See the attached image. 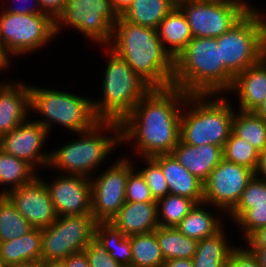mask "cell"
Here are the masks:
<instances>
[{
  "mask_svg": "<svg viewBox=\"0 0 266 267\" xmlns=\"http://www.w3.org/2000/svg\"><path fill=\"white\" fill-rule=\"evenodd\" d=\"M187 96L174 86L153 88L120 123L122 142H136L140 156L170 154L180 140V110Z\"/></svg>",
  "mask_w": 266,
  "mask_h": 267,
  "instance_id": "6da1fadb",
  "label": "cell"
},
{
  "mask_svg": "<svg viewBox=\"0 0 266 267\" xmlns=\"http://www.w3.org/2000/svg\"><path fill=\"white\" fill-rule=\"evenodd\" d=\"M108 47L152 88L173 86L174 58L162 45L157 29L129 23L120 16Z\"/></svg>",
  "mask_w": 266,
  "mask_h": 267,
  "instance_id": "7a4b0ae2",
  "label": "cell"
},
{
  "mask_svg": "<svg viewBox=\"0 0 266 267\" xmlns=\"http://www.w3.org/2000/svg\"><path fill=\"white\" fill-rule=\"evenodd\" d=\"M234 76L220 63L216 38L193 37L174 59L173 86L188 95L229 92Z\"/></svg>",
  "mask_w": 266,
  "mask_h": 267,
  "instance_id": "3957f363",
  "label": "cell"
},
{
  "mask_svg": "<svg viewBox=\"0 0 266 267\" xmlns=\"http://www.w3.org/2000/svg\"><path fill=\"white\" fill-rule=\"evenodd\" d=\"M188 95L185 105L189 110L181 112L180 140L188 145H216L224 148L232 133L235 108L222 96ZM209 97L211 100H209ZM208 98V100H207Z\"/></svg>",
  "mask_w": 266,
  "mask_h": 267,
  "instance_id": "277c9868",
  "label": "cell"
},
{
  "mask_svg": "<svg viewBox=\"0 0 266 267\" xmlns=\"http://www.w3.org/2000/svg\"><path fill=\"white\" fill-rule=\"evenodd\" d=\"M109 61L103 77V99L92 101L100 121L121 123L134 107L153 89L109 47Z\"/></svg>",
  "mask_w": 266,
  "mask_h": 267,
  "instance_id": "5b68a950",
  "label": "cell"
},
{
  "mask_svg": "<svg viewBox=\"0 0 266 267\" xmlns=\"http://www.w3.org/2000/svg\"><path fill=\"white\" fill-rule=\"evenodd\" d=\"M106 130L113 136H103L100 131ZM80 140L63 145L50 153L49 166L58 168L68 175L91 177V172L106 159L114 146L121 143V124L115 121H99L92 128L82 131ZM90 175V176H88Z\"/></svg>",
  "mask_w": 266,
  "mask_h": 267,
  "instance_id": "8992f818",
  "label": "cell"
},
{
  "mask_svg": "<svg viewBox=\"0 0 266 267\" xmlns=\"http://www.w3.org/2000/svg\"><path fill=\"white\" fill-rule=\"evenodd\" d=\"M250 8L236 24L216 38L220 63L234 77L257 63L266 49V19L258 10Z\"/></svg>",
  "mask_w": 266,
  "mask_h": 267,
  "instance_id": "52a82bcc",
  "label": "cell"
},
{
  "mask_svg": "<svg viewBox=\"0 0 266 267\" xmlns=\"http://www.w3.org/2000/svg\"><path fill=\"white\" fill-rule=\"evenodd\" d=\"M30 109L43 114L44 119L36 122L45 127L48 133L53 123L80 133L100 121L90 99L66 91L30 86Z\"/></svg>",
  "mask_w": 266,
  "mask_h": 267,
  "instance_id": "ba28073f",
  "label": "cell"
},
{
  "mask_svg": "<svg viewBox=\"0 0 266 267\" xmlns=\"http://www.w3.org/2000/svg\"><path fill=\"white\" fill-rule=\"evenodd\" d=\"M97 221L92 212L82 215L57 216L42 229V254L45 262L63 261L71 254L83 252L95 240Z\"/></svg>",
  "mask_w": 266,
  "mask_h": 267,
  "instance_id": "9c48e42d",
  "label": "cell"
},
{
  "mask_svg": "<svg viewBox=\"0 0 266 267\" xmlns=\"http://www.w3.org/2000/svg\"><path fill=\"white\" fill-rule=\"evenodd\" d=\"M119 18L111 0H66L62 13L55 20V35L65 24L108 47L112 41L113 26Z\"/></svg>",
  "mask_w": 266,
  "mask_h": 267,
  "instance_id": "30bf717a",
  "label": "cell"
},
{
  "mask_svg": "<svg viewBox=\"0 0 266 267\" xmlns=\"http://www.w3.org/2000/svg\"><path fill=\"white\" fill-rule=\"evenodd\" d=\"M55 36V21L45 13L0 14V43L8 56L39 49Z\"/></svg>",
  "mask_w": 266,
  "mask_h": 267,
  "instance_id": "8fae6325",
  "label": "cell"
},
{
  "mask_svg": "<svg viewBox=\"0 0 266 267\" xmlns=\"http://www.w3.org/2000/svg\"><path fill=\"white\" fill-rule=\"evenodd\" d=\"M243 0H199L181 5L193 37H220L251 8Z\"/></svg>",
  "mask_w": 266,
  "mask_h": 267,
  "instance_id": "7c38bea8",
  "label": "cell"
},
{
  "mask_svg": "<svg viewBox=\"0 0 266 267\" xmlns=\"http://www.w3.org/2000/svg\"><path fill=\"white\" fill-rule=\"evenodd\" d=\"M125 157L95 179L91 177V212L97 222H110L126 202L128 174L134 169Z\"/></svg>",
  "mask_w": 266,
  "mask_h": 267,
  "instance_id": "4fadbf2b",
  "label": "cell"
},
{
  "mask_svg": "<svg viewBox=\"0 0 266 267\" xmlns=\"http://www.w3.org/2000/svg\"><path fill=\"white\" fill-rule=\"evenodd\" d=\"M254 175V170L223 158L203 182V202L214 205L219 211L230 212Z\"/></svg>",
  "mask_w": 266,
  "mask_h": 267,
  "instance_id": "5bb4252c",
  "label": "cell"
},
{
  "mask_svg": "<svg viewBox=\"0 0 266 267\" xmlns=\"http://www.w3.org/2000/svg\"><path fill=\"white\" fill-rule=\"evenodd\" d=\"M5 195L34 228L49 227L57 219L50 192L39 175L29 184L9 190Z\"/></svg>",
  "mask_w": 266,
  "mask_h": 267,
  "instance_id": "9a60e30c",
  "label": "cell"
},
{
  "mask_svg": "<svg viewBox=\"0 0 266 267\" xmlns=\"http://www.w3.org/2000/svg\"><path fill=\"white\" fill-rule=\"evenodd\" d=\"M48 131L40 123L22 122L17 128L0 138V148L14 157L24 160L35 170L37 166H49L50 153L41 151Z\"/></svg>",
  "mask_w": 266,
  "mask_h": 267,
  "instance_id": "2e32d148",
  "label": "cell"
},
{
  "mask_svg": "<svg viewBox=\"0 0 266 267\" xmlns=\"http://www.w3.org/2000/svg\"><path fill=\"white\" fill-rule=\"evenodd\" d=\"M47 183L57 216L82 215L91 212V180L79 175H60Z\"/></svg>",
  "mask_w": 266,
  "mask_h": 267,
  "instance_id": "e0dca14e",
  "label": "cell"
},
{
  "mask_svg": "<svg viewBox=\"0 0 266 267\" xmlns=\"http://www.w3.org/2000/svg\"><path fill=\"white\" fill-rule=\"evenodd\" d=\"M29 108L30 86L0 84V138L27 121Z\"/></svg>",
  "mask_w": 266,
  "mask_h": 267,
  "instance_id": "ac0fdd59",
  "label": "cell"
},
{
  "mask_svg": "<svg viewBox=\"0 0 266 267\" xmlns=\"http://www.w3.org/2000/svg\"><path fill=\"white\" fill-rule=\"evenodd\" d=\"M239 97L240 111H254L266 98V49L255 64L234 77L229 92Z\"/></svg>",
  "mask_w": 266,
  "mask_h": 267,
  "instance_id": "d6986e66",
  "label": "cell"
},
{
  "mask_svg": "<svg viewBox=\"0 0 266 267\" xmlns=\"http://www.w3.org/2000/svg\"><path fill=\"white\" fill-rule=\"evenodd\" d=\"M191 174L204 182L223 159V148L206 145H188L179 140L170 153Z\"/></svg>",
  "mask_w": 266,
  "mask_h": 267,
  "instance_id": "ffe728a7",
  "label": "cell"
},
{
  "mask_svg": "<svg viewBox=\"0 0 266 267\" xmlns=\"http://www.w3.org/2000/svg\"><path fill=\"white\" fill-rule=\"evenodd\" d=\"M125 236L154 232L158 227L156 202H125L110 220Z\"/></svg>",
  "mask_w": 266,
  "mask_h": 267,
  "instance_id": "44dd1931",
  "label": "cell"
},
{
  "mask_svg": "<svg viewBox=\"0 0 266 267\" xmlns=\"http://www.w3.org/2000/svg\"><path fill=\"white\" fill-rule=\"evenodd\" d=\"M153 158L161 166L170 194L190 198L197 204L203 202L204 183L198 177L191 174L171 154H159Z\"/></svg>",
  "mask_w": 266,
  "mask_h": 267,
  "instance_id": "7402d4cb",
  "label": "cell"
},
{
  "mask_svg": "<svg viewBox=\"0 0 266 267\" xmlns=\"http://www.w3.org/2000/svg\"><path fill=\"white\" fill-rule=\"evenodd\" d=\"M41 243L42 229L33 228L16 239L0 242V258L6 267H16L25 262L40 260Z\"/></svg>",
  "mask_w": 266,
  "mask_h": 267,
  "instance_id": "603a6c76",
  "label": "cell"
},
{
  "mask_svg": "<svg viewBox=\"0 0 266 267\" xmlns=\"http://www.w3.org/2000/svg\"><path fill=\"white\" fill-rule=\"evenodd\" d=\"M157 33L162 45L174 59L193 38L186 16L178 7L162 20Z\"/></svg>",
  "mask_w": 266,
  "mask_h": 267,
  "instance_id": "cb8c5ba5",
  "label": "cell"
},
{
  "mask_svg": "<svg viewBox=\"0 0 266 267\" xmlns=\"http://www.w3.org/2000/svg\"><path fill=\"white\" fill-rule=\"evenodd\" d=\"M174 8L169 0H133L120 16L129 23L157 29Z\"/></svg>",
  "mask_w": 266,
  "mask_h": 267,
  "instance_id": "d4e9b609",
  "label": "cell"
},
{
  "mask_svg": "<svg viewBox=\"0 0 266 267\" xmlns=\"http://www.w3.org/2000/svg\"><path fill=\"white\" fill-rule=\"evenodd\" d=\"M95 241L123 267H132V249L130 236L110 222H97L95 228Z\"/></svg>",
  "mask_w": 266,
  "mask_h": 267,
  "instance_id": "484cf974",
  "label": "cell"
},
{
  "mask_svg": "<svg viewBox=\"0 0 266 267\" xmlns=\"http://www.w3.org/2000/svg\"><path fill=\"white\" fill-rule=\"evenodd\" d=\"M223 230L198 241L195 255L192 258L193 267H224L226 265L235 247L231 248Z\"/></svg>",
  "mask_w": 266,
  "mask_h": 267,
  "instance_id": "4316f807",
  "label": "cell"
},
{
  "mask_svg": "<svg viewBox=\"0 0 266 267\" xmlns=\"http://www.w3.org/2000/svg\"><path fill=\"white\" fill-rule=\"evenodd\" d=\"M204 202L196 204L193 209L181 220L176 227L181 233L188 238L200 241L206 237H210L224 228L220 218L216 216L206 208L203 209Z\"/></svg>",
  "mask_w": 266,
  "mask_h": 267,
  "instance_id": "83f0119b",
  "label": "cell"
},
{
  "mask_svg": "<svg viewBox=\"0 0 266 267\" xmlns=\"http://www.w3.org/2000/svg\"><path fill=\"white\" fill-rule=\"evenodd\" d=\"M154 232L165 261L180 258L192 259L195 255L198 241L188 238L176 227L159 226Z\"/></svg>",
  "mask_w": 266,
  "mask_h": 267,
  "instance_id": "f1b7e54d",
  "label": "cell"
},
{
  "mask_svg": "<svg viewBox=\"0 0 266 267\" xmlns=\"http://www.w3.org/2000/svg\"><path fill=\"white\" fill-rule=\"evenodd\" d=\"M30 164L6 153L0 148V185H9L0 195L32 182L38 175Z\"/></svg>",
  "mask_w": 266,
  "mask_h": 267,
  "instance_id": "f546056e",
  "label": "cell"
},
{
  "mask_svg": "<svg viewBox=\"0 0 266 267\" xmlns=\"http://www.w3.org/2000/svg\"><path fill=\"white\" fill-rule=\"evenodd\" d=\"M238 112H234L232 132L262 152L266 148V121L253 111Z\"/></svg>",
  "mask_w": 266,
  "mask_h": 267,
  "instance_id": "4dcf8cb0",
  "label": "cell"
},
{
  "mask_svg": "<svg viewBox=\"0 0 266 267\" xmlns=\"http://www.w3.org/2000/svg\"><path fill=\"white\" fill-rule=\"evenodd\" d=\"M132 267H161L162 255L155 232L130 236Z\"/></svg>",
  "mask_w": 266,
  "mask_h": 267,
  "instance_id": "1f68e13d",
  "label": "cell"
},
{
  "mask_svg": "<svg viewBox=\"0 0 266 267\" xmlns=\"http://www.w3.org/2000/svg\"><path fill=\"white\" fill-rule=\"evenodd\" d=\"M33 228L11 200L6 195H0V242L16 239Z\"/></svg>",
  "mask_w": 266,
  "mask_h": 267,
  "instance_id": "d6a6232c",
  "label": "cell"
},
{
  "mask_svg": "<svg viewBox=\"0 0 266 267\" xmlns=\"http://www.w3.org/2000/svg\"><path fill=\"white\" fill-rule=\"evenodd\" d=\"M156 203L158 224L162 227H177L197 204L190 198L170 193L157 200Z\"/></svg>",
  "mask_w": 266,
  "mask_h": 267,
  "instance_id": "836d02e7",
  "label": "cell"
},
{
  "mask_svg": "<svg viewBox=\"0 0 266 267\" xmlns=\"http://www.w3.org/2000/svg\"><path fill=\"white\" fill-rule=\"evenodd\" d=\"M260 152L245 139L233 132L223 148V158L226 161L248 167L255 171Z\"/></svg>",
  "mask_w": 266,
  "mask_h": 267,
  "instance_id": "e575fe53",
  "label": "cell"
},
{
  "mask_svg": "<svg viewBox=\"0 0 266 267\" xmlns=\"http://www.w3.org/2000/svg\"><path fill=\"white\" fill-rule=\"evenodd\" d=\"M261 204H266V180L254 175L236 206L227 214L235 221L246 209Z\"/></svg>",
  "mask_w": 266,
  "mask_h": 267,
  "instance_id": "d590c367",
  "label": "cell"
},
{
  "mask_svg": "<svg viewBox=\"0 0 266 267\" xmlns=\"http://www.w3.org/2000/svg\"><path fill=\"white\" fill-rule=\"evenodd\" d=\"M148 166L139 171L145 178L155 201L169 194V187L160 164L153 157H143Z\"/></svg>",
  "mask_w": 266,
  "mask_h": 267,
  "instance_id": "8d00e7d4",
  "label": "cell"
},
{
  "mask_svg": "<svg viewBox=\"0 0 266 267\" xmlns=\"http://www.w3.org/2000/svg\"><path fill=\"white\" fill-rule=\"evenodd\" d=\"M234 222L240 225L247 240L255 231L266 227V204L253 205L246 209Z\"/></svg>",
  "mask_w": 266,
  "mask_h": 267,
  "instance_id": "74e56055",
  "label": "cell"
},
{
  "mask_svg": "<svg viewBox=\"0 0 266 267\" xmlns=\"http://www.w3.org/2000/svg\"><path fill=\"white\" fill-rule=\"evenodd\" d=\"M126 202H156L151 195L145 178L134 169L128 174L125 190Z\"/></svg>",
  "mask_w": 266,
  "mask_h": 267,
  "instance_id": "f35d334b",
  "label": "cell"
},
{
  "mask_svg": "<svg viewBox=\"0 0 266 267\" xmlns=\"http://www.w3.org/2000/svg\"><path fill=\"white\" fill-rule=\"evenodd\" d=\"M84 252L90 267H123L95 240L84 249Z\"/></svg>",
  "mask_w": 266,
  "mask_h": 267,
  "instance_id": "ab89813d",
  "label": "cell"
},
{
  "mask_svg": "<svg viewBox=\"0 0 266 267\" xmlns=\"http://www.w3.org/2000/svg\"><path fill=\"white\" fill-rule=\"evenodd\" d=\"M224 267H261L257 257L248 248L235 247Z\"/></svg>",
  "mask_w": 266,
  "mask_h": 267,
  "instance_id": "60d3db41",
  "label": "cell"
},
{
  "mask_svg": "<svg viewBox=\"0 0 266 267\" xmlns=\"http://www.w3.org/2000/svg\"><path fill=\"white\" fill-rule=\"evenodd\" d=\"M42 12L49 15L54 21L62 13L66 0H38Z\"/></svg>",
  "mask_w": 266,
  "mask_h": 267,
  "instance_id": "b9f144b4",
  "label": "cell"
},
{
  "mask_svg": "<svg viewBox=\"0 0 266 267\" xmlns=\"http://www.w3.org/2000/svg\"><path fill=\"white\" fill-rule=\"evenodd\" d=\"M21 1L24 2V3H26V2L28 3L29 0H21ZM34 2L35 3H32V4H34L33 5L34 7L32 5H31V7L30 6H26V4H25V6H21L20 5L19 7L18 6L17 7H11V8L4 9V10L6 12H8V13H13V14H32V15H35V14H44L42 12V9H41V7L39 5L38 0H36V1L34 0Z\"/></svg>",
  "mask_w": 266,
  "mask_h": 267,
  "instance_id": "7bdbcfd3",
  "label": "cell"
},
{
  "mask_svg": "<svg viewBox=\"0 0 266 267\" xmlns=\"http://www.w3.org/2000/svg\"><path fill=\"white\" fill-rule=\"evenodd\" d=\"M61 262L65 267H90L88 258L84 251L71 254Z\"/></svg>",
  "mask_w": 266,
  "mask_h": 267,
  "instance_id": "ee69618b",
  "label": "cell"
},
{
  "mask_svg": "<svg viewBox=\"0 0 266 267\" xmlns=\"http://www.w3.org/2000/svg\"><path fill=\"white\" fill-rule=\"evenodd\" d=\"M247 248H264L266 247V227L255 231L247 240Z\"/></svg>",
  "mask_w": 266,
  "mask_h": 267,
  "instance_id": "f6af8a7d",
  "label": "cell"
},
{
  "mask_svg": "<svg viewBox=\"0 0 266 267\" xmlns=\"http://www.w3.org/2000/svg\"><path fill=\"white\" fill-rule=\"evenodd\" d=\"M254 172L255 176H260L261 178L266 180V148L262 152H260L258 164Z\"/></svg>",
  "mask_w": 266,
  "mask_h": 267,
  "instance_id": "bcb514c9",
  "label": "cell"
},
{
  "mask_svg": "<svg viewBox=\"0 0 266 267\" xmlns=\"http://www.w3.org/2000/svg\"><path fill=\"white\" fill-rule=\"evenodd\" d=\"M161 267H193L192 259L180 258L166 260Z\"/></svg>",
  "mask_w": 266,
  "mask_h": 267,
  "instance_id": "7dc6e473",
  "label": "cell"
},
{
  "mask_svg": "<svg viewBox=\"0 0 266 267\" xmlns=\"http://www.w3.org/2000/svg\"><path fill=\"white\" fill-rule=\"evenodd\" d=\"M114 9L121 15L132 3L133 0H111Z\"/></svg>",
  "mask_w": 266,
  "mask_h": 267,
  "instance_id": "c3c4849f",
  "label": "cell"
},
{
  "mask_svg": "<svg viewBox=\"0 0 266 267\" xmlns=\"http://www.w3.org/2000/svg\"><path fill=\"white\" fill-rule=\"evenodd\" d=\"M248 249L257 257L259 263H266V247Z\"/></svg>",
  "mask_w": 266,
  "mask_h": 267,
  "instance_id": "681fc988",
  "label": "cell"
},
{
  "mask_svg": "<svg viewBox=\"0 0 266 267\" xmlns=\"http://www.w3.org/2000/svg\"><path fill=\"white\" fill-rule=\"evenodd\" d=\"M9 56L5 53L3 47L0 43V70L2 71L4 68L9 66Z\"/></svg>",
  "mask_w": 266,
  "mask_h": 267,
  "instance_id": "f907efd6",
  "label": "cell"
},
{
  "mask_svg": "<svg viewBox=\"0 0 266 267\" xmlns=\"http://www.w3.org/2000/svg\"><path fill=\"white\" fill-rule=\"evenodd\" d=\"M253 112L266 121V98Z\"/></svg>",
  "mask_w": 266,
  "mask_h": 267,
  "instance_id": "816d5d0a",
  "label": "cell"
},
{
  "mask_svg": "<svg viewBox=\"0 0 266 267\" xmlns=\"http://www.w3.org/2000/svg\"><path fill=\"white\" fill-rule=\"evenodd\" d=\"M16 267H46V262L40 259L36 261L25 262Z\"/></svg>",
  "mask_w": 266,
  "mask_h": 267,
  "instance_id": "f5cc1de1",
  "label": "cell"
},
{
  "mask_svg": "<svg viewBox=\"0 0 266 267\" xmlns=\"http://www.w3.org/2000/svg\"><path fill=\"white\" fill-rule=\"evenodd\" d=\"M169 1L174 7L179 8L183 4L191 3V2H195V1H199V0H169Z\"/></svg>",
  "mask_w": 266,
  "mask_h": 267,
  "instance_id": "db71d44e",
  "label": "cell"
},
{
  "mask_svg": "<svg viewBox=\"0 0 266 267\" xmlns=\"http://www.w3.org/2000/svg\"><path fill=\"white\" fill-rule=\"evenodd\" d=\"M46 267H65L61 261L57 262H46Z\"/></svg>",
  "mask_w": 266,
  "mask_h": 267,
  "instance_id": "11a10c76",
  "label": "cell"
},
{
  "mask_svg": "<svg viewBox=\"0 0 266 267\" xmlns=\"http://www.w3.org/2000/svg\"><path fill=\"white\" fill-rule=\"evenodd\" d=\"M0 267H6V266L3 264V261H2L1 258H0Z\"/></svg>",
  "mask_w": 266,
  "mask_h": 267,
  "instance_id": "9f6ffc18",
  "label": "cell"
},
{
  "mask_svg": "<svg viewBox=\"0 0 266 267\" xmlns=\"http://www.w3.org/2000/svg\"><path fill=\"white\" fill-rule=\"evenodd\" d=\"M261 267H266V263H259Z\"/></svg>",
  "mask_w": 266,
  "mask_h": 267,
  "instance_id": "6f0895ef",
  "label": "cell"
}]
</instances>
